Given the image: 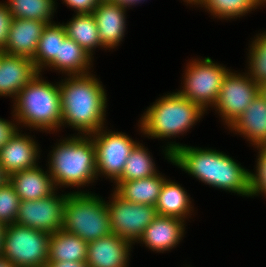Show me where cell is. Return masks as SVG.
I'll use <instances>...</instances> for the list:
<instances>
[{
    "label": "cell",
    "mask_w": 266,
    "mask_h": 267,
    "mask_svg": "<svg viewBox=\"0 0 266 267\" xmlns=\"http://www.w3.org/2000/svg\"><path fill=\"white\" fill-rule=\"evenodd\" d=\"M166 178L157 173L148 178L117 182L115 192L135 204L155 206Z\"/></svg>",
    "instance_id": "obj_21"
},
{
    "label": "cell",
    "mask_w": 266,
    "mask_h": 267,
    "mask_svg": "<svg viewBox=\"0 0 266 267\" xmlns=\"http://www.w3.org/2000/svg\"><path fill=\"white\" fill-rule=\"evenodd\" d=\"M170 142L165 158L205 184L249 197V172L232 157L213 149Z\"/></svg>",
    "instance_id": "obj_1"
},
{
    "label": "cell",
    "mask_w": 266,
    "mask_h": 267,
    "mask_svg": "<svg viewBox=\"0 0 266 267\" xmlns=\"http://www.w3.org/2000/svg\"><path fill=\"white\" fill-rule=\"evenodd\" d=\"M0 149V165L5 174H11L37 166L39 147L33 137L19 133Z\"/></svg>",
    "instance_id": "obj_15"
},
{
    "label": "cell",
    "mask_w": 266,
    "mask_h": 267,
    "mask_svg": "<svg viewBox=\"0 0 266 267\" xmlns=\"http://www.w3.org/2000/svg\"><path fill=\"white\" fill-rule=\"evenodd\" d=\"M8 180V176L3 171V168L0 165V186Z\"/></svg>",
    "instance_id": "obj_39"
},
{
    "label": "cell",
    "mask_w": 266,
    "mask_h": 267,
    "mask_svg": "<svg viewBox=\"0 0 266 267\" xmlns=\"http://www.w3.org/2000/svg\"><path fill=\"white\" fill-rule=\"evenodd\" d=\"M87 249L88 242L61 229L50 234L48 261H86Z\"/></svg>",
    "instance_id": "obj_24"
},
{
    "label": "cell",
    "mask_w": 266,
    "mask_h": 267,
    "mask_svg": "<svg viewBox=\"0 0 266 267\" xmlns=\"http://www.w3.org/2000/svg\"><path fill=\"white\" fill-rule=\"evenodd\" d=\"M47 24L44 21L13 18L8 40L2 51L32 60L36 53L38 41Z\"/></svg>",
    "instance_id": "obj_16"
},
{
    "label": "cell",
    "mask_w": 266,
    "mask_h": 267,
    "mask_svg": "<svg viewBox=\"0 0 266 267\" xmlns=\"http://www.w3.org/2000/svg\"><path fill=\"white\" fill-rule=\"evenodd\" d=\"M91 73L66 77L59 82L62 120L81 135L105 128L106 92L102 82Z\"/></svg>",
    "instance_id": "obj_2"
},
{
    "label": "cell",
    "mask_w": 266,
    "mask_h": 267,
    "mask_svg": "<svg viewBox=\"0 0 266 267\" xmlns=\"http://www.w3.org/2000/svg\"><path fill=\"white\" fill-rule=\"evenodd\" d=\"M259 93H261V95L265 98L266 100V82L261 84L259 86Z\"/></svg>",
    "instance_id": "obj_41"
},
{
    "label": "cell",
    "mask_w": 266,
    "mask_h": 267,
    "mask_svg": "<svg viewBox=\"0 0 266 267\" xmlns=\"http://www.w3.org/2000/svg\"><path fill=\"white\" fill-rule=\"evenodd\" d=\"M20 197L7 180L0 186V223L4 226L14 224L20 205Z\"/></svg>",
    "instance_id": "obj_31"
},
{
    "label": "cell",
    "mask_w": 266,
    "mask_h": 267,
    "mask_svg": "<svg viewBox=\"0 0 266 267\" xmlns=\"http://www.w3.org/2000/svg\"><path fill=\"white\" fill-rule=\"evenodd\" d=\"M12 19L8 7L0 2V49H3L7 43Z\"/></svg>",
    "instance_id": "obj_33"
},
{
    "label": "cell",
    "mask_w": 266,
    "mask_h": 267,
    "mask_svg": "<svg viewBox=\"0 0 266 267\" xmlns=\"http://www.w3.org/2000/svg\"><path fill=\"white\" fill-rule=\"evenodd\" d=\"M49 174L55 187H83L97 177L96 147L90 135H76L58 143L50 154Z\"/></svg>",
    "instance_id": "obj_3"
},
{
    "label": "cell",
    "mask_w": 266,
    "mask_h": 267,
    "mask_svg": "<svg viewBox=\"0 0 266 267\" xmlns=\"http://www.w3.org/2000/svg\"><path fill=\"white\" fill-rule=\"evenodd\" d=\"M115 4H118L122 7H130V6H133V5H136L137 3H141L142 1H145V0H109Z\"/></svg>",
    "instance_id": "obj_37"
},
{
    "label": "cell",
    "mask_w": 266,
    "mask_h": 267,
    "mask_svg": "<svg viewBox=\"0 0 266 267\" xmlns=\"http://www.w3.org/2000/svg\"><path fill=\"white\" fill-rule=\"evenodd\" d=\"M184 220L177 217L159 216L145 228L138 239L150 250L158 252L169 251L179 244L184 236Z\"/></svg>",
    "instance_id": "obj_17"
},
{
    "label": "cell",
    "mask_w": 266,
    "mask_h": 267,
    "mask_svg": "<svg viewBox=\"0 0 266 267\" xmlns=\"http://www.w3.org/2000/svg\"><path fill=\"white\" fill-rule=\"evenodd\" d=\"M258 158L256 164V173L249 172V196H258L259 194L266 196V145L256 146Z\"/></svg>",
    "instance_id": "obj_32"
},
{
    "label": "cell",
    "mask_w": 266,
    "mask_h": 267,
    "mask_svg": "<svg viewBox=\"0 0 266 267\" xmlns=\"http://www.w3.org/2000/svg\"><path fill=\"white\" fill-rule=\"evenodd\" d=\"M255 2L260 6L262 5V3L264 5V3H266V0H255Z\"/></svg>",
    "instance_id": "obj_42"
},
{
    "label": "cell",
    "mask_w": 266,
    "mask_h": 267,
    "mask_svg": "<svg viewBox=\"0 0 266 267\" xmlns=\"http://www.w3.org/2000/svg\"><path fill=\"white\" fill-rule=\"evenodd\" d=\"M168 94L147 108L139 121L138 126L147 137L162 139L184 134L205 114L198 104L177 92Z\"/></svg>",
    "instance_id": "obj_5"
},
{
    "label": "cell",
    "mask_w": 266,
    "mask_h": 267,
    "mask_svg": "<svg viewBox=\"0 0 266 267\" xmlns=\"http://www.w3.org/2000/svg\"><path fill=\"white\" fill-rule=\"evenodd\" d=\"M66 35L68 38L77 42L91 56L93 49L103 47L100 40L99 31L97 29L95 17L93 13H76V15L68 23L64 24Z\"/></svg>",
    "instance_id": "obj_25"
},
{
    "label": "cell",
    "mask_w": 266,
    "mask_h": 267,
    "mask_svg": "<svg viewBox=\"0 0 266 267\" xmlns=\"http://www.w3.org/2000/svg\"><path fill=\"white\" fill-rule=\"evenodd\" d=\"M37 74L34 62L25 57L2 52L0 57V96L15 100L17 94L27 86Z\"/></svg>",
    "instance_id": "obj_13"
},
{
    "label": "cell",
    "mask_w": 266,
    "mask_h": 267,
    "mask_svg": "<svg viewBox=\"0 0 266 267\" xmlns=\"http://www.w3.org/2000/svg\"><path fill=\"white\" fill-rule=\"evenodd\" d=\"M90 136L96 147L97 176L102 174L115 181L121 175L137 141L123 132H107L103 128Z\"/></svg>",
    "instance_id": "obj_11"
},
{
    "label": "cell",
    "mask_w": 266,
    "mask_h": 267,
    "mask_svg": "<svg viewBox=\"0 0 266 267\" xmlns=\"http://www.w3.org/2000/svg\"><path fill=\"white\" fill-rule=\"evenodd\" d=\"M259 93V85L246 73H233L224 76L220 93L214 108L230 127L245 111L246 107Z\"/></svg>",
    "instance_id": "obj_10"
},
{
    "label": "cell",
    "mask_w": 266,
    "mask_h": 267,
    "mask_svg": "<svg viewBox=\"0 0 266 267\" xmlns=\"http://www.w3.org/2000/svg\"><path fill=\"white\" fill-rule=\"evenodd\" d=\"M63 1V0H62ZM67 7L74 8L76 13H91L97 6V0H64Z\"/></svg>",
    "instance_id": "obj_35"
},
{
    "label": "cell",
    "mask_w": 266,
    "mask_h": 267,
    "mask_svg": "<svg viewBox=\"0 0 266 267\" xmlns=\"http://www.w3.org/2000/svg\"><path fill=\"white\" fill-rule=\"evenodd\" d=\"M0 267H16L10 260L0 256Z\"/></svg>",
    "instance_id": "obj_38"
},
{
    "label": "cell",
    "mask_w": 266,
    "mask_h": 267,
    "mask_svg": "<svg viewBox=\"0 0 266 267\" xmlns=\"http://www.w3.org/2000/svg\"><path fill=\"white\" fill-rule=\"evenodd\" d=\"M188 4L200 5L211 15L226 20L242 17L259 6L255 0H190Z\"/></svg>",
    "instance_id": "obj_29"
},
{
    "label": "cell",
    "mask_w": 266,
    "mask_h": 267,
    "mask_svg": "<svg viewBox=\"0 0 266 267\" xmlns=\"http://www.w3.org/2000/svg\"><path fill=\"white\" fill-rule=\"evenodd\" d=\"M155 208L159 216L177 217L184 221L193 210L185 189L170 179L164 182Z\"/></svg>",
    "instance_id": "obj_23"
},
{
    "label": "cell",
    "mask_w": 266,
    "mask_h": 267,
    "mask_svg": "<svg viewBox=\"0 0 266 267\" xmlns=\"http://www.w3.org/2000/svg\"><path fill=\"white\" fill-rule=\"evenodd\" d=\"M256 36L248 53L250 70L247 74L260 86L266 82V32Z\"/></svg>",
    "instance_id": "obj_30"
},
{
    "label": "cell",
    "mask_w": 266,
    "mask_h": 267,
    "mask_svg": "<svg viewBox=\"0 0 266 267\" xmlns=\"http://www.w3.org/2000/svg\"><path fill=\"white\" fill-rule=\"evenodd\" d=\"M93 57L73 39L60 42L59 56L47 66L68 76L89 74Z\"/></svg>",
    "instance_id": "obj_22"
},
{
    "label": "cell",
    "mask_w": 266,
    "mask_h": 267,
    "mask_svg": "<svg viewBox=\"0 0 266 267\" xmlns=\"http://www.w3.org/2000/svg\"><path fill=\"white\" fill-rule=\"evenodd\" d=\"M62 230L86 242L110 235L111 222L105 200L90 192L69 193L65 201Z\"/></svg>",
    "instance_id": "obj_6"
},
{
    "label": "cell",
    "mask_w": 266,
    "mask_h": 267,
    "mask_svg": "<svg viewBox=\"0 0 266 267\" xmlns=\"http://www.w3.org/2000/svg\"><path fill=\"white\" fill-rule=\"evenodd\" d=\"M126 9L111 1H98L93 10L102 45L108 49L117 47L126 29Z\"/></svg>",
    "instance_id": "obj_18"
},
{
    "label": "cell",
    "mask_w": 266,
    "mask_h": 267,
    "mask_svg": "<svg viewBox=\"0 0 266 267\" xmlns=\"http://www.w3.org/2000/svg\"><path fill=\"white\" fill-rule=\"evenodd\" d=\"M66 37L63 24L50 23L46 25L32 58L39 72H42V68H46L56 56H59L60 42Z\"/></svg>",
    "instance_id": "obj_26"
},
{
    "label": "cell",
    "mask_w": 266,
    "mask_h": 267,
    "mask_svg": "<svg viewBox=\"0 0 266 267\" xmlns=\"http://www.w3.org/2000/svg\"><path fill=\"white\" fill-rule=\"evenodd\" d=\"M5 226L0 223V256L2 252V243H3V236H4Z\"/></svg>",
    "instance_id": "obj_40"
},
{
    "label": "cell",
    "mask_w": 266,
    "mask_h": 267,
    "mask_svg": "<svg viewBox=\"0 0 266 267\" xmlns=\"http://www.w3.org/2000/svg\"><path fill=\"white\" fill-rule=\"evenodd\" d=\"M46 267H88L86 261H48Z\"/></svg>",
    "instance_id": "obj_36"
},
{
    "label": "cell",
    "mask_w": 266,
    "mask_h": 267,
    "mask_svg": "<svg viewBox=\"0 0 266 267\" xmlns=\"http://www.w3.org/2000/svg\"><path fill=\"white\" fill-rule=\"evenodd\" d=\"M187 65L183 89L177 93L207 111L209 106L216 104L224 76L229 69L215 64L210 57L192 60Z\"/></svg>",
    "instance_id": "obj_8"
},
{
    "label": "cell",
    "mask_w": 266,
    "mask_h": 267,
    "mask_svg": "<svg viewBox=\"0 0 266 267\" xmlns=\"http://www.w3.org/2000/svg\"><path fill=\"white\" fill-rule=\"evenodd\" d=\"M17 125L0 118V149L16 134Z\"/></svg>",
    "instance_id": "obj_34"
},
{
    "label": "cell",
    "mask_w": 266,
    "mask_h": 267,
    "mask_svg": "<svg viewBox=\"0 0 266 267\" xmlns=\"http://www.w3.org/2000/svg\"><path fill=\"white\" fill-rule=\"evenodd\" d=\"M157 172L148 149H145L142 143L137 142L130 151L121 175L114 183L148 178L157 174Z\"/></svg>",
    "instance_id": "obj_27"
},
{
    "label": "cell",
    "mask_w": 266,
    "mask_h": 267,
    "mask_svg": "<svg viewBox=\"0 0 266 267\" xmlns=\"http://www.w3.org/2000/svg\"><path fill=\"white\" fill-rule=\"evenodd\" d=\"M14 100V120L30 129L55 131L61 127L62 109L59 84L44 81L37 74Z\"/></svg>",
    "instance_id": "obj_4"
},
{
    "label": "cell",
    "mask_w": 266,
    "mask_h": 267,
    "mask_svg": "<svg viewBox=\"0 0 266 267\" xmlns=\"http://www.w3.org/2000/svg\"><path fill=\"white\" fill-rule=\"evenodd\" d=\"M38 165L15 172L8 177L21 201L43 199L56 190L52 177Z\"/></svg>",
    "instance_id": "obj_20"
},
{
    "label": "cell",
    "mask_w": 266,
    "mask_h": 267,
    "mask_svg": "<svg viewBox=\"0 0 266 267\" xmlns=\"http://www.w3.org/2000/svg\"><path fill=\"white\" fill-rule=\"evenodd\" d=\"M50 234L16 223L5 226L1 256L16 267H46Z\"/></svg>",
    "instance_id": "obj_7"
},
{
    "label": "cell",
    "mask_w": 266,
    "mask_h": 267,
    "mask_svg": "<svg viewBox=\"0 0 266 267\" xmlns=\"http://www.w3.org/2000/svg\"><path fill=\"white\" fill-rule=\"evenodd\" d=\"M229 129L243 135L255 147L266 145V100L261 93H258Z\"/></svg>",
    "instance_id": "obj_19"
},
{
    "label": "cell",
    "mask_w": 266,
    "mask_h": 267,
    "mask_svg": "<svg viewBox=\"0 0 266 267\" xmlns=\"http://www.w3.org/2000/svg\"><path fill=\"white\" fill-rule=\"evenodd\" d=\"M133 243L116 234L88 242V267H128Z\"/></svg>",
    "instance_id": "obj_14"
},
{
    "label": "cell",
    "mask_w": 266,
    "mask_h": 267,
    "mask_svg": "<svg viewBox=\"0 0 266 267\" xmlns=\"http://www.w3.org/2000/svg\"><path fill=\"white\" fill-rule=\"evenodd\" d=\"M106 205L112 234L132 243L138 242L145 228L157 217L155 206L132 203L122 199L115 191Z\"/></svg>",
    "instance_id": "obj_9"
},
{
    "label": "cell",
    "mask_w": 266,
    "mask_h": 267,
    "mask_svg": "<svg viewBox=\"0 0 266 267\" xmlns=\"http://www.w3.org/2000/svg\"><path fill=\"white\" fill-rule=\"evenodd\" d=\"M20 202L16 224L52 234L62 229L65 201L69 193Z\"/></svg>",
    "instance_id": "obj_12"
},
{
    "label": "cell",
    "mask_w": 266,
    "mask_h": 267,
    "mask_svg": "<svg viewBox=\"0 0 266 267\" xmlns=\"http://www.w3.org/2000/svg\"><path fill=\"white\" fill-rule=\"evenodd\" d=\"M55 4V0H8L5 3L12 18L38 20L48 24L52 23Z\"/></svg>",
    "instance_id": "obj_28"
}]
</instances>
